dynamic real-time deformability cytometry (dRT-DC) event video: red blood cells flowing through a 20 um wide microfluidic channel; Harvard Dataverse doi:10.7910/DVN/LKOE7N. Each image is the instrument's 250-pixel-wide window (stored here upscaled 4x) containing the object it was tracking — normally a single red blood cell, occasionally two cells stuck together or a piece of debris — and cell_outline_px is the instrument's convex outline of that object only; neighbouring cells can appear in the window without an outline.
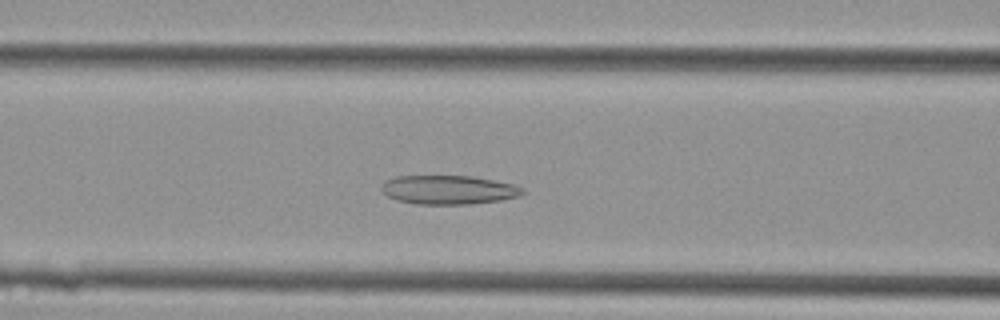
{"species": "Egyptian fruit bat (a non-hibernating species)", "species_latin": "Rousettus aegyptiacus", "temperature_condition": "cold", "stored_images_in_passage": 38, "camera_frame_rate_fps": 3000, "um_per_image_px": 0.085, "animal": {"sex": "female"}, "frame": {"image": 1, "passage_image": 12, "time_ms": 3.667, "image_size_px": [1000, 320], "cell_outline_px": [[524, 192], [520, 196], [504, 200], [468, 204], [416, 204], [396, 200], [388, 196], [380, 188], [384, 180], [396, 176], [472, 176], [512, 184], [524, 188]], "centroid_in_image_um": [38.12, 16.13], "position_along_channel_um": 128.5, "area_um2": 23.87}}
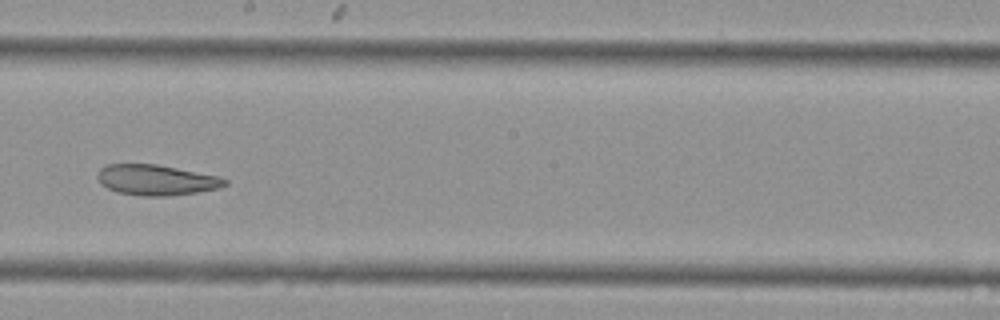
{"frame": {"image": 2, "passage_image": 19, "time_ms": 6.0, "image_size_px": [1000, 320], "cell_outline_px": [[228, 184], [220, 188], [196, 192], [168, 196], [144, 196], [116, 192], [100, 184], [96, 176], [100, 168], [108, 164], [156, 164], [220, 176], [228, 180]], "centroid_in_image_um": [13.29, 15.3], "position_along_channel_um": 234.9, "area_um2": 22.77}}
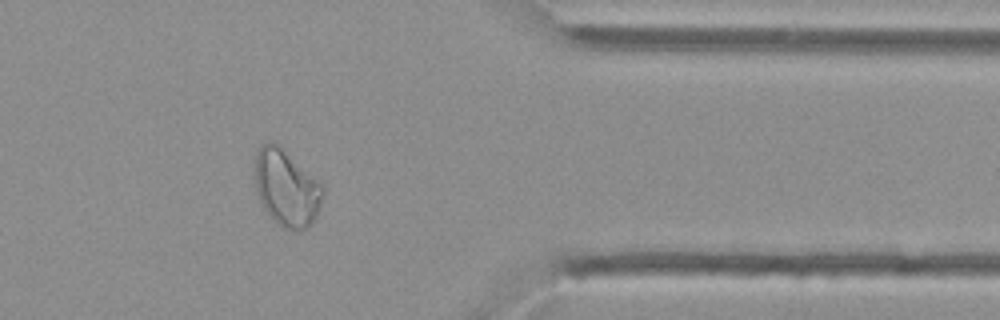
{"frame": {"image": 3, "passage_image": 30, "time_ms": 9.667, "image_size_px": [1000, 320], "cell_outline_px": [[324, 192], [316, 216], [312, 224], [308, 228], [284, 228], [272, 220], [264, 208], [260, 200], [252, 176], [256, 148], [260, 144], [268, 140], [272, 140], [280, 144], [324, 184]], "centroid_in_image_um": [24.31, 15.87], "position_along_channel_um": 387.1, "area_um2": 31.27}}